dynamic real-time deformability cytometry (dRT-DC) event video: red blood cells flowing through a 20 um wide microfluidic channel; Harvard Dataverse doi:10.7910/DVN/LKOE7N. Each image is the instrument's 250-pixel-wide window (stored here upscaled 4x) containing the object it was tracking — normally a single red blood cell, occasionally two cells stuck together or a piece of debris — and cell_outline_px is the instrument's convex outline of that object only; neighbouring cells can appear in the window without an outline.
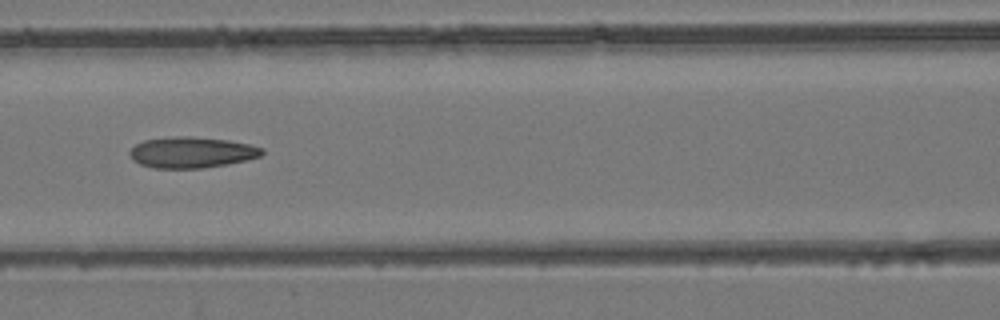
{"species": "common noctule bat (a hibernating species)", "species_latin": "Nyctalus noctula", "temperature_condition": "room temperature", "stored_images_in_passage": 3, "camera_frame_rate_fps": 3000, "um_per_image_px": 0.085, "animal": {"sex": "female", "body_mass_g": 24.6, "forearm_length_mm": 56.2}, "frame": {"image": 1, "passage_image": 3, "time_ms": 0.667, "image_size_px": [1000, 320], "cell_outline_px": [[264, 152], [260, 156], [228, 164], [204, 168], [152, 168], [140, 164], [132, 160], [128, 152], [136, 144], [144, 140], [176, 136], [192, 136], [228, 140], [248, 144], [264, 148]], "centroid_in_image_um": [16.27, 12.95], "position_along_channel_um": 150.3, "area_um2": 23.93}}